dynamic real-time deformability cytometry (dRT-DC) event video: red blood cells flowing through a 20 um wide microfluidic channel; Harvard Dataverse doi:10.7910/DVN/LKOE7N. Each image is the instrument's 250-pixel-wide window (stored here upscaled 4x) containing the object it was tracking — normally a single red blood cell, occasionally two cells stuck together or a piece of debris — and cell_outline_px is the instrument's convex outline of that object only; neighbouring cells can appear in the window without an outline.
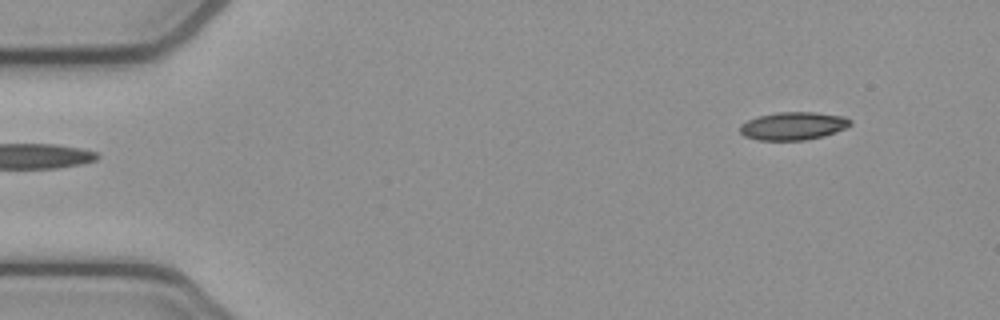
{"species": "common noctule bat (a hibernating species)", "species_latin": "Nyctalus noctula", "temperature_condition": "cold", "stored_images_in_passage": 5, "segment_of_instrument_passage": [2, 2], "camera_frame_rate_fps": 3000, "um_per_image_px": 0.085, "animal": {"sex": "female", "body_mass_g": 21.9}, "frame": {"image": 1, "passage_image": 5, "time_ms": 1.333, "image_size_px": [1000, 320], "cell_outline_px": [[852, 124], [844, 128], [824, 136], [804, 140], [760, 140], [744, 136], [740, 132], [740, 124], [756, 116], [776, 112], [816, 112], [844, 116], [852, 120]], "centroid_in_image_um": [67.41, 10.69], "position_along_channel_um": 17.6, "area_um2": 18.03}}